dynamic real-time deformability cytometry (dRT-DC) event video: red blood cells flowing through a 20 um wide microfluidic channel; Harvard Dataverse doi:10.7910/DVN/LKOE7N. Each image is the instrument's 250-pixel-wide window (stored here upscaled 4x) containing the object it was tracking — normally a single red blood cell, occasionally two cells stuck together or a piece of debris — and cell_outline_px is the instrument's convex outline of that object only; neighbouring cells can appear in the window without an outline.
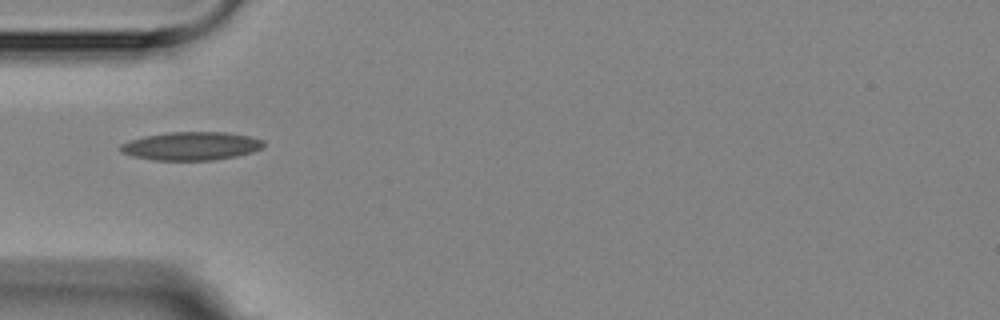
{"species": "Egyptian fruit bat (a non-hibernating species)", "species_latin": "Rousettus aegyptiacus", "temperature_condition": "room temperature", "stored_images_in_passage": 4, "camera_frame_rate_fps": 3000, "um_per_image_px": 0.085, "animal": {"sex": "female"}, "frame": {"image": 1, "passage_image": 3, "time_ms": 3.333, "image_size_px": [1000, 320], "cell_outline_px": [[264, 148], [252, 152], [236, 156], [212, 160], [152, 160], [132, 156], [120, 152], [120, 144], [144, 136], [168, 132], [224, 132], [248, 136], [264, 140]], "centroid_in_image_um": [16.25, 12.41], "position_along_channel_um": 68.7, "area_um2": 23.64}}
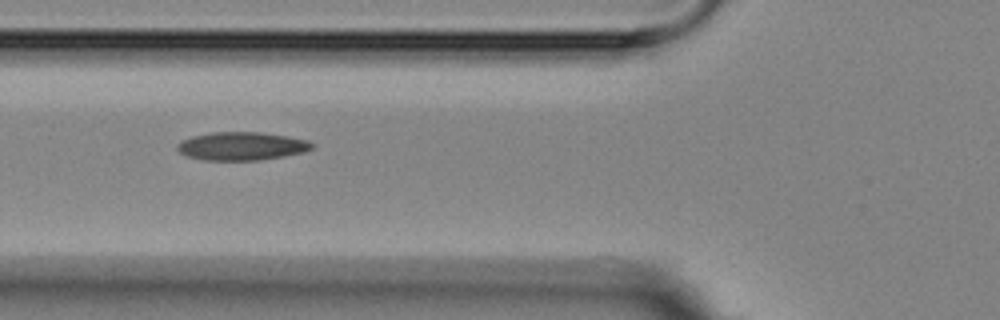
{"frame": {"image": 2, "passage_image": 4, "time_ms": 4.333, "image_size_px": [1000, 320], "cell_outline_px": [[312, 148], [304, 152], [284, 156], [260, 160], [204, 160], [188, 156], [180, 152], [176, 148], [176, 144], [192, 136], [212, 132], [260, 132], [308, 140], [312, 144]], "centroid_in_image_um": [20.52, 12.42], "position_along_channel_um": 105.3, "area_um2": 21.96}}